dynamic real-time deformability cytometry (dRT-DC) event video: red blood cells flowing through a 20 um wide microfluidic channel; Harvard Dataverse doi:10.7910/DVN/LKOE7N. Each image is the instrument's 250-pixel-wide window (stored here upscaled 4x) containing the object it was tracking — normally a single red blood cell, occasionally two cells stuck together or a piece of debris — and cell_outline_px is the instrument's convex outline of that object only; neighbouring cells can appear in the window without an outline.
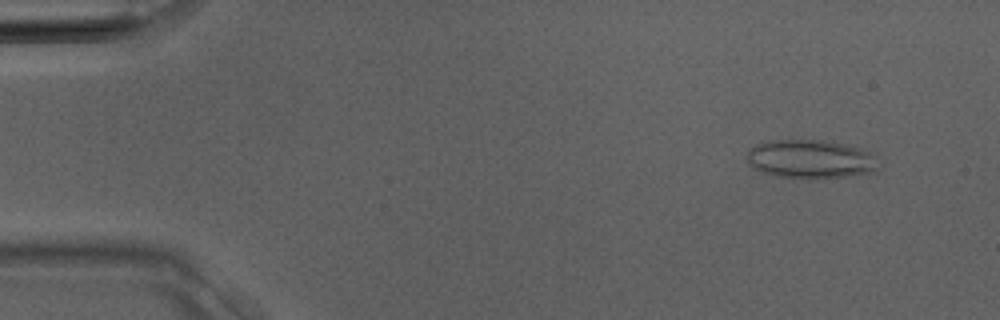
{"species": "Egyptian fruit bat (a non-hibernating species)", "species_latin": "Rousettus aegyptiacus", "temperature_condition": "room temperature", "stored_images_in_passage": 37, "camera_frame_rate_fps": 3000, "um_per_image_px": 0.085, "animal": {"sex": "male"}, "frame": {"image": 1, "passage_image": 4, "time_ms": 1.0, "image_size_px": [1000, 320], "cell_outline_px": [[876, 168], [872, 172], [848, 176], [776, 176], [764, 172], [748, 164], [748, 152], [756, 144], [764, 140], [824, 140], [848, 144], [860, 148], [876, 156]], "centroid_in_image_um": [68.89, 13.47], "position_along_channel_um": 16.1, "area_um2": 28.84}}
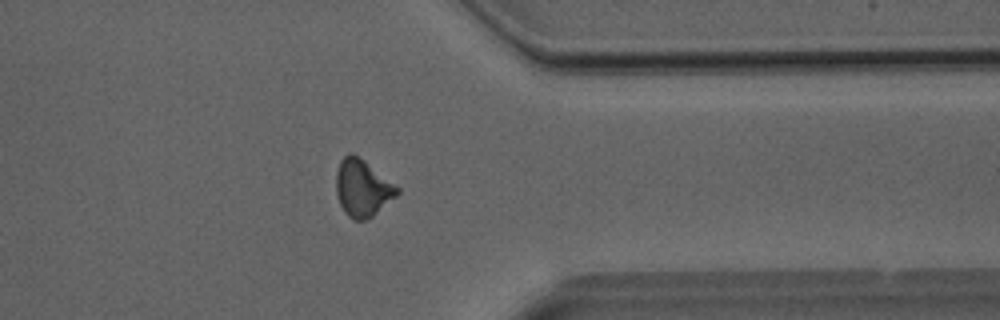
{"frame": {"image": 2, "passage_image": 30, "time_ms": 9.667, "image_size_px": [1000, 320], "cell_outline_px": [[400, 192], [396, 196], [372, 216], [364, 220], [352, 220], [344, 212], [340, 204], [336, 192], [336, 172], [340, 160], [348, 152], [352, 152], [364, 160], [400, 188]], "centroid_in_image_um": [30.79, 15.97], "position_along_channel_um": 380.6, "area_um2": 20.23}}
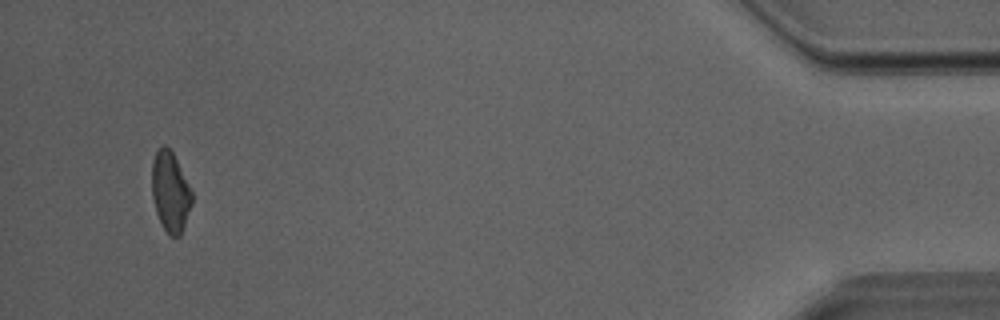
{"frame": {"image": 3, "passage_image": 36, "time_ms": 11.667, "image_size_px": [1000, 320], "cell_outline_px": [[192, 204], [180, 236], [168, 236], [160, 224], [156, 212], [152, 196], [152, 164], [156, 152], [164, 144], [172, 152], [192, 192]], "centroid_in_image_um": [14.46, 16.36], "position_along_channel_um": 420.7, "area_um2": 18.5}}